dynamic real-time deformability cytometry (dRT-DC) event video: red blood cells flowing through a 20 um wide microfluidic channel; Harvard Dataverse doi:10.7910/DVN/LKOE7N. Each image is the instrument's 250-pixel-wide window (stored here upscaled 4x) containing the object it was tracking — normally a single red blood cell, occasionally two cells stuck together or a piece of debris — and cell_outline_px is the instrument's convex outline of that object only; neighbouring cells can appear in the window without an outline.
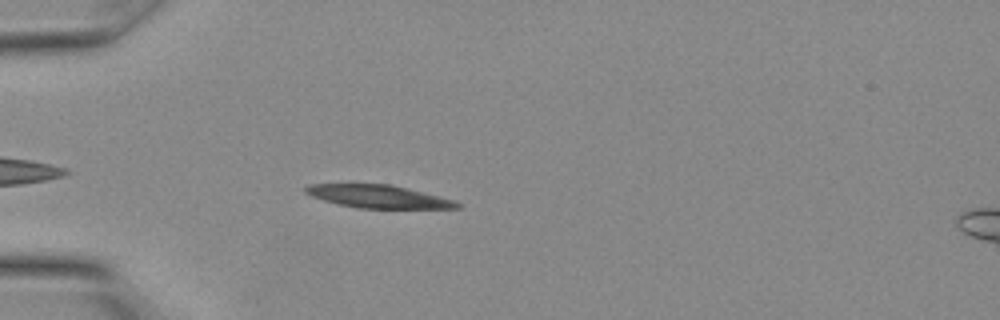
{"species": "Egyptian fruit bat (a non-hibernating species)", "species_latin": "Rousettus aegyptiacus", "temperature_condition": "warm", "stored_images_in_passage": 10, "camera_frame_rate_fps": 3000, "um_per_image_px": 0.085, "animal": {"sex": "female"}, "frame": {"image": 1, "passage_image": 4, "time_ms": 1.0, "image_size_px": [1000, 320], "cell_outline_px": [[460, 208], [356, 208], [324, 200], [312, 196], [304, 192], [304, 188], [308, 184], [348, 180], [392, 184], [408, 188], [452, 200], [460, 204]], "centroid_in_image_um": [31.97, 16.63], "position_along_channel_um": 53.0, "area_um2": 21.15}}
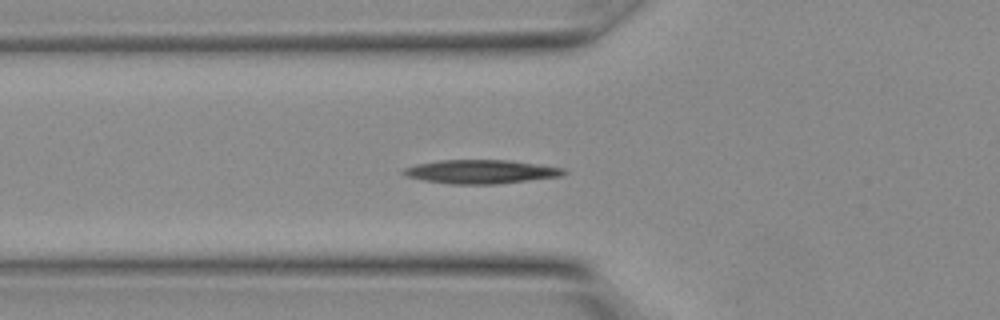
{"frame": {"image": 2, "passage_image": 6, "time_ms": 1.667, "image_size_px": [1000, 320], "cell_outline_px": [[568, 172], [560, 176], [496, 184], [452, 184], [424, 180], [408, 176], [400, 172], [404, 168], [416, 164], [436, 160], [508, 160], [564, 168]], "centroid_in_image_um": [40.85, 14.59], "position_along_channel_um": 85.0, "area_um2": 22.02}}
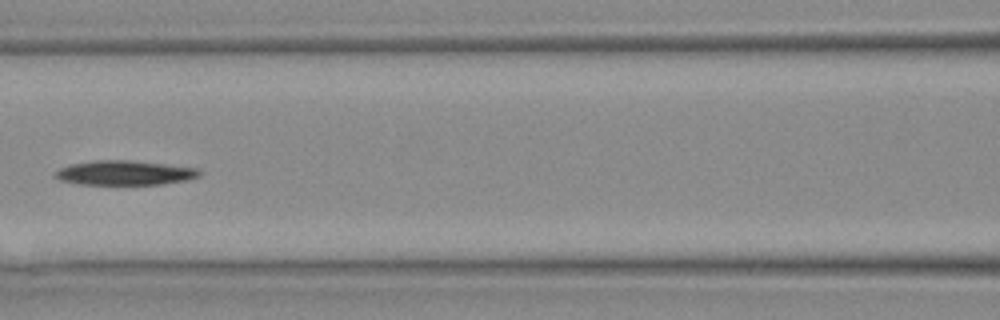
{"frame": {"image": 3, "passage_image": 9, "time_ms": 2.667, "image_size_px": [1000, 320], "cell_outline_px": [[200, 176], [188, 180], [160, 184], [80, 184], [60, 180], [52, 176], [60, 168], [72, 164], [96, 160], [128, 160], [200, 168]], "centroid_in_image_um": [10.61, 14.69], "position_along_channel_um": 156.0, "area_um2": 20.46}}